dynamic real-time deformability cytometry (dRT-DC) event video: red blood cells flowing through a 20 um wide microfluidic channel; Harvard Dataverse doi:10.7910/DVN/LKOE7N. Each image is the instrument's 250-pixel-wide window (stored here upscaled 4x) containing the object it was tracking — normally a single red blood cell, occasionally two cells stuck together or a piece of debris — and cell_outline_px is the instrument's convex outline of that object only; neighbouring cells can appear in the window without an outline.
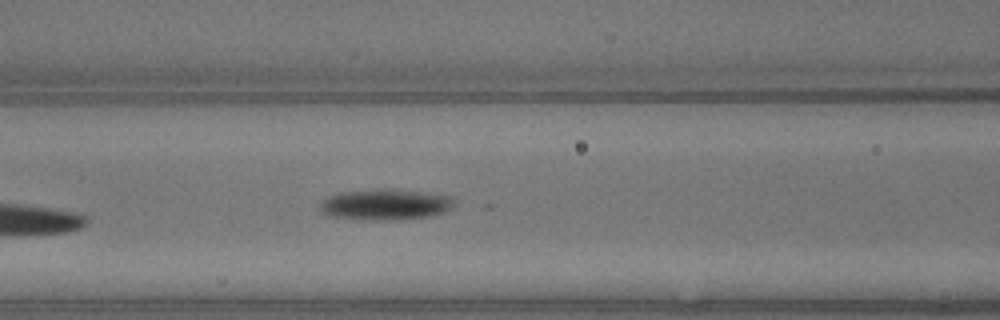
{"species": "common noctule bat (a hibernating species)", "species_latin": "Nyctalus noctula", "temperature_condition": "warm", "stored_images_in_passage": 9, "camera_frame_rate_fps": 3000, "um_per_image_px": 0.085, "animal": {"sex": "male", "body_mass_g": 13.3}, "frame": {"image": 1, "passage_image": 9, "time_ms": 2.667, "image_size_px": [1000, 320], "cell_outline_px": [[456, 204], [452, 208], [444, 212], [432, 216], [328, 216], [320, 208], [320, 204], [328, 196], [340, 192], [372, 188], [392, 188], [440, 192], [456, 196]], "centroid_in_image_um": [32.94, 17.25], "position_along_channel_um": 133.7, "area_um2": 23.41}}